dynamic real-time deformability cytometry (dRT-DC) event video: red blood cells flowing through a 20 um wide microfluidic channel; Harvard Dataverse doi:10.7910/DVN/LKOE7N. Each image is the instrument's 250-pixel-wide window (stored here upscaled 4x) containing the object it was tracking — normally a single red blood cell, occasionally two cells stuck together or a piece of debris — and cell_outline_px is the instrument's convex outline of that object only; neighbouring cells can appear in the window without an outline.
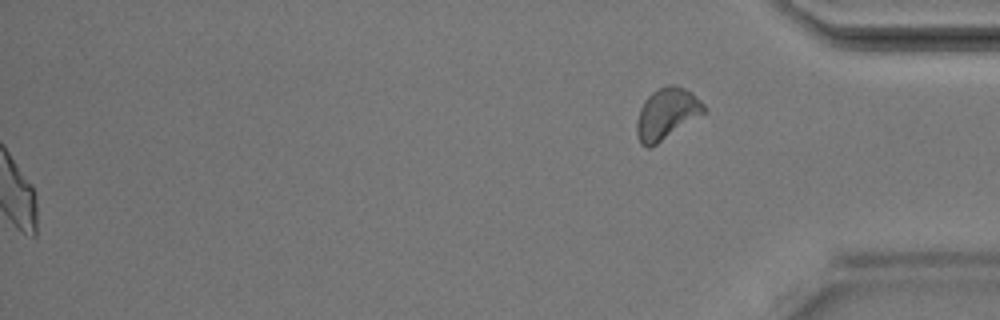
{"species": "Egyptian fruit bat (a non-hibernating species)", "species_latin": "Rousettus aegyptiacus", "temperature_condition": "room temperature", "stored_images_in_passage": 41, "segment_of_instrument_passage": [2, 2], "camera_frame_rate_fps": 3000, "um_per_image_px": 0.085, "animal": {"sex": "male"}, "frame": {"image": 1, "passage_image": 41, "time_ms": 13.333, "image_size_px": [1000, 320], "cell_outline_px": [[708, 112], [656, 144], [648, 148], [640, 144], [636, 132], [636, 120], [640, 108], [644, 100], [652, 92], [660, 88], [672, 84], [676, 84], [692, 92], [708, 108]], "centroid_in_image_um": [56.69, 9.66], "position_along_channel_um": 378.5, "area_um2": 20.29}}